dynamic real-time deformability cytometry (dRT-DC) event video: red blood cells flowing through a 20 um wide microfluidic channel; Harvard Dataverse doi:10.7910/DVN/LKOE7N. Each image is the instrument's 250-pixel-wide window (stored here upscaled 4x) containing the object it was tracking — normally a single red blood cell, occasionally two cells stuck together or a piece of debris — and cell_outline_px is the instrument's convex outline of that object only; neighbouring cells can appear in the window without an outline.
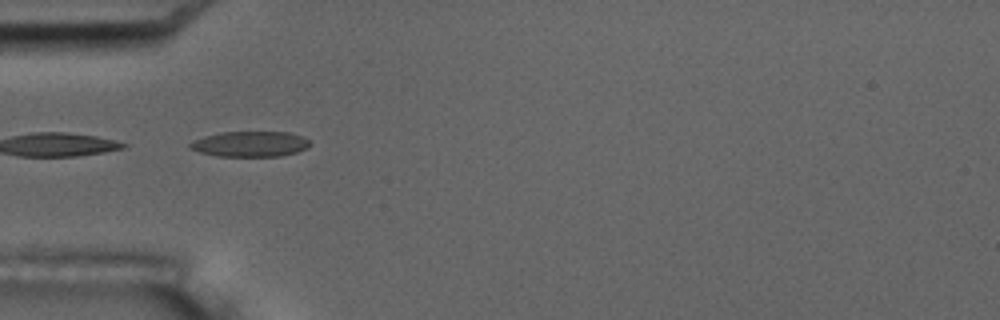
{"species": "common noctule bat (a hibernating species)", "species_latin": "Nyctalus noctula", "temperature_condition": "room temperature", "stored_images_in_passage": 14, "camera_frame_rate_fps": 3000, "um_per_image_px": 0.085, "animal": {"sex": "male", "body_mass_g": 17.5, "forearm_length_mm": 52.3}, "frame": {"image": 1, "passage_image": 3, "time_ms": 2.333, "image_size_px": [1000, 320], "cell_outline_px": [[312, 144], [308, 148], [296, 152], [280, 156], [216, 156], [200, 152], [188, 148], [188, 144], [192, 140], [204, 136], [220, 132], [288, 132], [300, 136], [308, 140]], "centroid_in_image_um": [21.23, 12.24], "position_along_channel_um": 63.8, "area_um2": 17.86}, "authors_computed_cell_mechanics": {"area_um2": 17.8313, "velocity_mm_per_s": 3.5546, "shape_relaxation_time_tau1_ms": null, "shape_relaxation_time_tau2_ms": 1.7352, "deformation_change_tau1": null, "deformation_change_tau2": 0.0734}}